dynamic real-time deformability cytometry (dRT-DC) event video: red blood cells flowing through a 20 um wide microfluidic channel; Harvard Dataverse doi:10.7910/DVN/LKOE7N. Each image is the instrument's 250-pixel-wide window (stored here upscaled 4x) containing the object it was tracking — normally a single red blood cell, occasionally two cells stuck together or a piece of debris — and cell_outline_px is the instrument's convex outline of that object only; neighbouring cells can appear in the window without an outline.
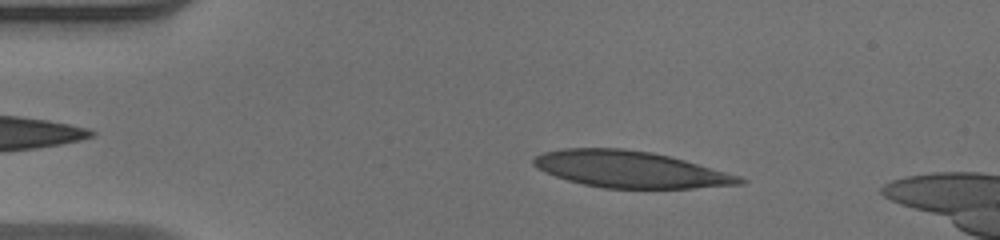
{"species": "human", "species_latin": "Homo sapiens", "temperature_condition": "warm", "stored_images_in_passage": 49, "segment_of_instrument_passage": [1, 2], "camera_frame_rate_fps": 3000, "um_per_image_px": 0.085, "donor": {"sex": "male"}, "frame": {"image": 1, "passage_image": 7, "time_ms": 2.0, "image_size_px": [1000, 240], "cell_outline_px": [[748, 180], [744, 184], [692, 188], [604, 188], [584, 184], [568, 180], [544, 172], [536, 168], [532, 164], [532, 160], [536, 156], [544, 152], [564, 148], [624, 148], [652, 152], [684, 160], [740, 176]], "centroid_in_image_um": [53.56, 14.39], "position_along_channel_um": 31.4, "area_um2": 43.75}}
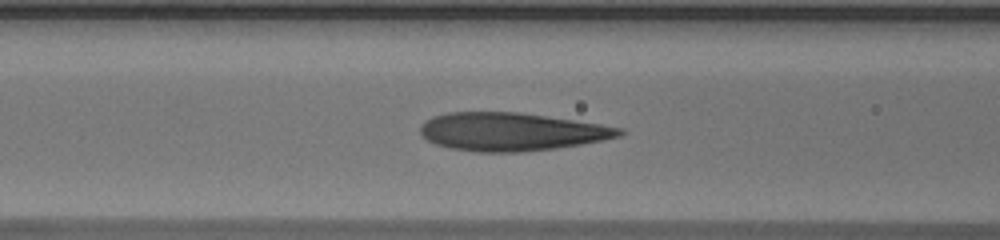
{"frame": {"image": 2, "passage_image": 18, "time_ms": 5.667, "image_size_px": [1000, 240], "cell_outline_px": [[624, 132], [620, 136], [580, 144], [556, 148], [520, 152], [476, 152], [448, 148], [436, 144], [428, 140], [420, 132], [420, 124], [424, 120], [432, 116], [448, 112], [520, 112], [600, 124], [624, 128]], "centroid_in_image_um": [43.42, 11.19], "position_along_channel_um": 123.2, "area_um2": 44.22}}
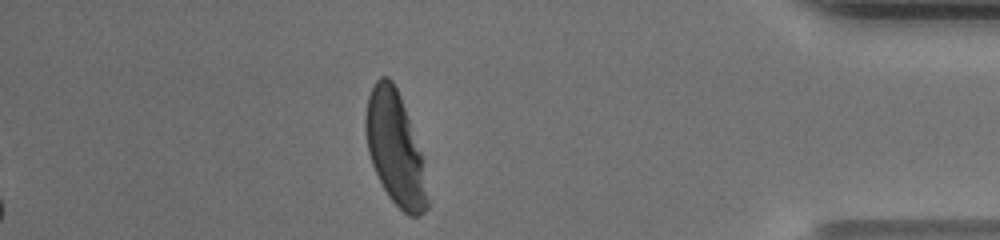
{"frame": {"image": 3, "passage_image": 42, "time_ms": 13.667, "image_size_px": [1000, 240], "cell_outline_px": [[428, 208], [420, 216], [408, 216], [388, 196], [372, 164], [368, 152], [364, 128], [364, 116], [368, 96], [376, 80], [380, 76], [388, 76], [392, 80], [400, 96], [424, 160], [428, 200]], "centroid_in_image_um": [33.58, 12.63], "position_along_channel_um": 401.6, "area_um2": 40.63}}